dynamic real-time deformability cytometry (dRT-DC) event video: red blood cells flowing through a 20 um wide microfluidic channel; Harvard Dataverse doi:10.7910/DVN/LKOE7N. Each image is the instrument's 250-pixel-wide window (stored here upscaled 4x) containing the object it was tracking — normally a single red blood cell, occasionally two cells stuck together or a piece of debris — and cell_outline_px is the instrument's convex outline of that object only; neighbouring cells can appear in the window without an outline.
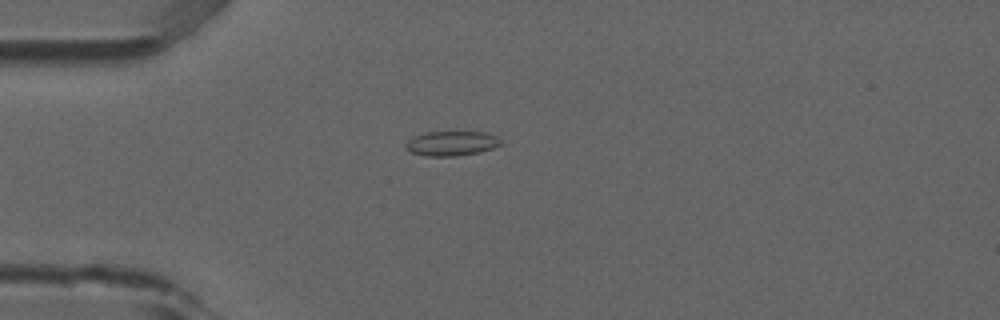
{"species": "common noctule bat (a hibernating species)", "species_latin": "Nyctalus noctula", "temperature_condition": "room temperature", "stored_images_in_passage": 4, "camera_frame_rate_fps": 3000, "um_per_image_px": 0.085, "animal": {"sex": "male", "forearm_length_mm": 52.5}, "frame": {"image": 1, "passage_image": 4, "time_ms": 1.0, "image_size_px": [1000, 320], "cell_outline_px": [[500, 144], [492, 148], [480, 152], [456, 156], [428, 156], [412, 152], [404, 144], [412, 136], [428, 132], [484, 132], [496, 136], [500, 140]], "centroid_in_image_um": [38.37, 12.18], "position_along_channel_um": 46.6, "area_um2": 13.47}}